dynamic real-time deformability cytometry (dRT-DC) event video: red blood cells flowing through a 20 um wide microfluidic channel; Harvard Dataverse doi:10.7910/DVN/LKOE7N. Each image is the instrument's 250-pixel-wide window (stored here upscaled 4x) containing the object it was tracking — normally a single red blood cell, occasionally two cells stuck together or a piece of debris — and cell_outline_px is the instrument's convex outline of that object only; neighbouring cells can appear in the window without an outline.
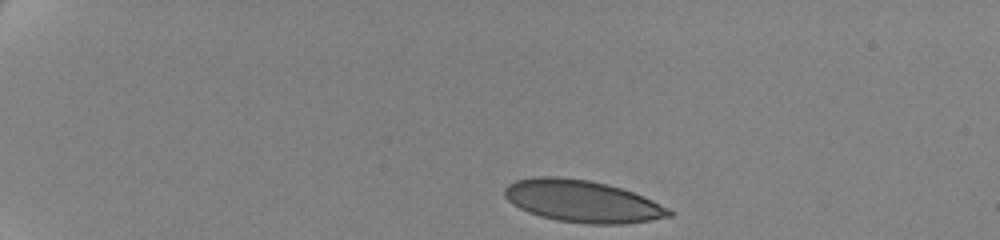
{"species": "human", "species_latin": "Homo sapiens", "temperature_condition": "cold", "stored_images_in_passage": 45, "camera_frame_rate_fps": 3000, "um_per_image_px": 0.085, "donor": {"sex": "female"}, "frame": {"image": 1, "passage_image": 1, "time_ms": 0.0, "image_size_px": [1000, 240], "cell_outline_px": [[672, 216], [652, 220], [624, 224], [588, 224], [556, 220], [540, 216], [528, 212], [512, 204], [504, 196], [504, 188], [508, 184], [516, 180], [536, 176], [556, 176], [588, 180], [608, 184], [644, 196], [668, 208], [672, 212]], "centroid_in_image_um": [49.48, 17.1], "position_along_channel_um": 35.5, "area_um2": 40.34}}
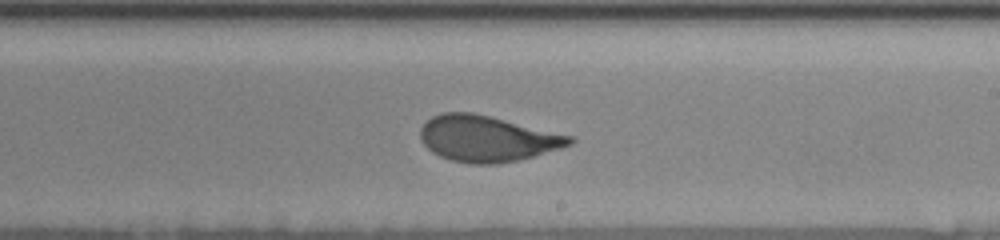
{"frame": {"image": 2, "passage_image": 27, "time_ms": 8.667, "image_size_px": [1000, 240], "cell_outline_px": [[576, 140], [572, 144], [560, 148], [532, 156], [516, 160], [496, 164], [472, 164], [452, 160], [440, 156], [432, 152], [424, 144], [420, 136], [420, 128], [432, 116], [440, 112], [472, 112], [572, 136]], "centroid_in_image_um": [41.38, 11.78], "position_along_channel_um": 247.6, "area_um2": 39.59}}
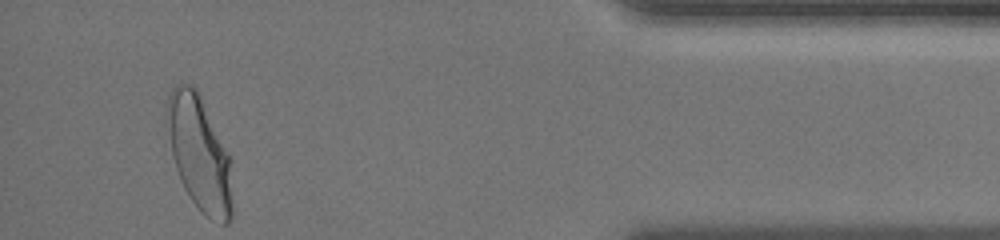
{"frame": {"image": 3, "passage_image": 45, "time_ms": 14.667, "image_size_px": [1000, 240], "cell_outline_px": [[232, 216], [228, 224], [224, 224], [212, 220], [204, 216], [200, 212], [188, 196], [180, 180], [172, 156], [164, 104], [172, 88], [176, 84], [192, 84], [200, 92], [228, 156], [232, 204]], "centroid_in_image_um": [16.9, 13.02], "position_along_channel_um": 418.3, "area_um2": 43.52}, "authors_computed_cell_mechanics": {"area_um2": 40.2866, "velocity_mm_per_s": 3.4832, "shape_relaxation_time_tau1_ms": 5.09, "shape_relaxation_time_tau2_ms": null, "deformation_change_tau1": 0.1626, "deformation_change_tau2": null}}